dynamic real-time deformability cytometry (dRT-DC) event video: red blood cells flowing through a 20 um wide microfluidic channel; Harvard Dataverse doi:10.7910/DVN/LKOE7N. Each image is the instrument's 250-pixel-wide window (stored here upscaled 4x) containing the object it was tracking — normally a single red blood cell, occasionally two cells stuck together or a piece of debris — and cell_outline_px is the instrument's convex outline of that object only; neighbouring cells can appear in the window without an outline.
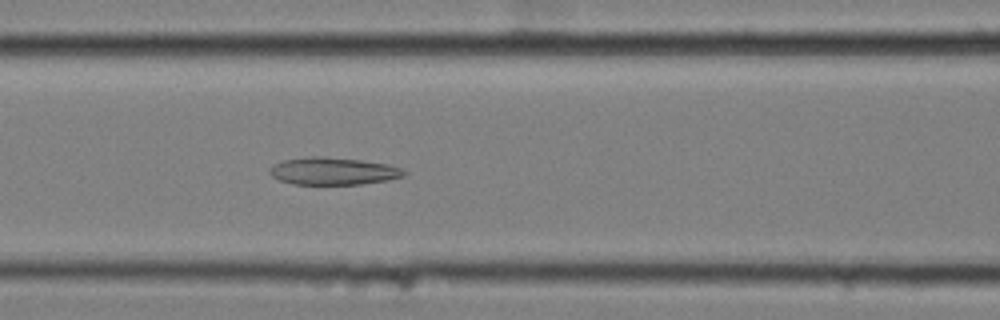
{"species": "common noctule bat (a hibernating species)", "species_latin": "Nyctalus noctula", "temperature_condition": "cold", "stored_images_in_passage": 6, "camera_frame_rate_fps": 3000, "um_per_image_px": 0.085, "animal": {"sex": "female", "body_mass_g": 25.1}, "frame": {"image": 1, "passage_image": 6, "time_ms": 1.667, "image_size_px": [1000, 320], "cell_outline_px": [[408, 172], [404, 176], [388, 180], [360, 184], [292, 184], [280, 180], [272, 176], [268, 172], [268, 168], [272, 164], [284, 160], [308, 156], [324, 156], [360, 160], [388, 164], [400, 168]], "centroid_in_image_um": [28.29, 14.54], "position_along_channel_um": 138.3, "area_um2": 21.56}}